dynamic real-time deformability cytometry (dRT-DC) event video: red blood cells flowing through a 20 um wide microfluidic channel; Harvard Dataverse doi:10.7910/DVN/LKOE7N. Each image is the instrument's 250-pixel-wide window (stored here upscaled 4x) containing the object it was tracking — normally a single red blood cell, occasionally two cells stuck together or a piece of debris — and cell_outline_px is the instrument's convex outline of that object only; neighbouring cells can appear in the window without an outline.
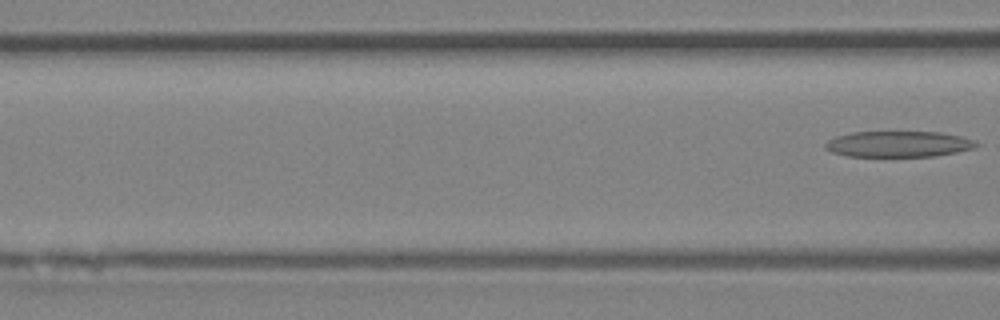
{"species": "Egyptian fruit bat (a non-hibernating species)", "species_latin": "Rousettus aegyptiacus", "temperature_condition": "room temperature", "stored_images_in_passage": 7, "segment_of_instrument_passage": [2, 2], "camera_frame_rate_fps": 3000, "um_per_image_px": 0.085, "animal": {"sex": "female"}, "frame": {"image": 1, "passage_image": 7, "time_ms": 7.667, "image_size_px": [1000, 320], "cell_outline_px": [[984, 144], [976, 148], [936, 156], [848, 156], [832, 152], [824, 148], [824, 144], [828, 140], [836, 136], [852, 132], [940, 132], [960, 136], [976, 140]], "centroid_in_image_um": [76.43, 12.24], "position_along_channel_um": 90.2, "area_um2": 23.0}}